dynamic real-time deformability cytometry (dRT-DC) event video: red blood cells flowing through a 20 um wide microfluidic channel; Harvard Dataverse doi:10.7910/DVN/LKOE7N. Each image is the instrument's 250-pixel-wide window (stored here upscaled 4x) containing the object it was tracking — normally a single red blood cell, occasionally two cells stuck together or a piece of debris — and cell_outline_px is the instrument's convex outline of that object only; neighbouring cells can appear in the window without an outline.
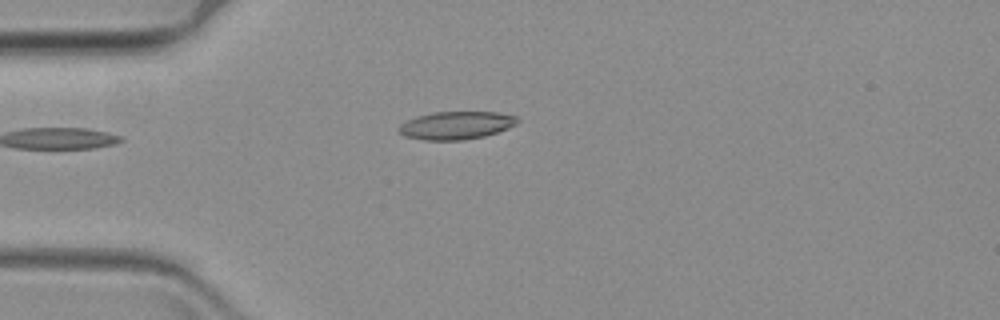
{"species": "common noctule bat (a hibernating species)", "species_latin": "Nyctalus noctula", "temperature_condition": "warm", "stored_images_in_passage": 47, "camera_frame_rate_fps": 3000, "um_per_image_px": 0.085, "animal": {"sex": "female", "body_mass_g": 19.3, "forearm_length_mm": 54.1}, "frame": {"image": 1, "passage_image": 1, "time_ms": 0.0, "image_size_px": [1000, 320], "cell_outline_px": [[520, 120], [516, 124], [508, 128], [484, 136], [464, 140], [424, 140], [404, 136], [400, 132], [400, 124], [408, 120], [432, 112], [496, 112], [516, 116]], "centroid_in_image_um": [38.8, 10.66], "position_along_channel_um": 46.2, "area_um2": 19.07}}
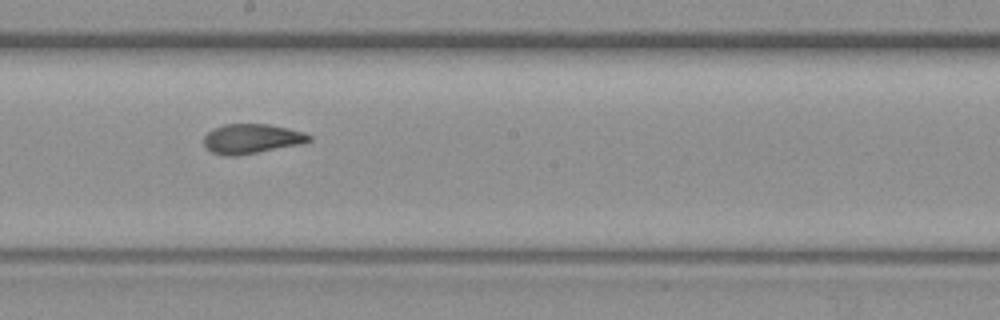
{"frame": {"image": 2, "passage_image": 19, "time_ms": 6.0, "image_size_px": [1000, 320], "cell_outline_px": [[312, 140], [300, 144], [236, 156], [224, 156], [212, 152], [204, 148], [204, 136], [212, 128], [224, 124], [268, 124], [288, 128], [304, 132], [312, 136]], "centroid_in_image_um": [21.36, 11.79], "position_along_channel_um": 226.8, "area_um2": 18.26}}
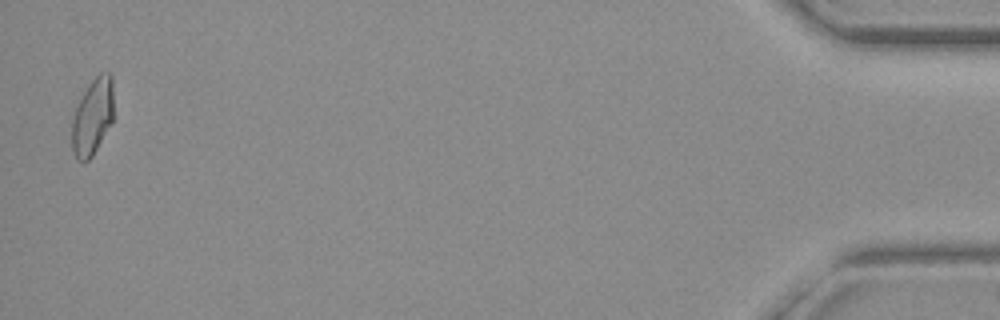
{"frame": {"image": 3, "passage_image": 46, "time_ms": 15.0, "image_size_px": [1000, 320], "cell_outline_px": [[112, 120], [92, 156], [88, 160], [76, 160], [72, 148], [72, 120], [76, 108], [88, 84], [100, 72], [112, 72]], "centroid_in_image_um": [7.86, 9.89], "position_along_channel_um": 427.3, "area_um2": 18.21}}